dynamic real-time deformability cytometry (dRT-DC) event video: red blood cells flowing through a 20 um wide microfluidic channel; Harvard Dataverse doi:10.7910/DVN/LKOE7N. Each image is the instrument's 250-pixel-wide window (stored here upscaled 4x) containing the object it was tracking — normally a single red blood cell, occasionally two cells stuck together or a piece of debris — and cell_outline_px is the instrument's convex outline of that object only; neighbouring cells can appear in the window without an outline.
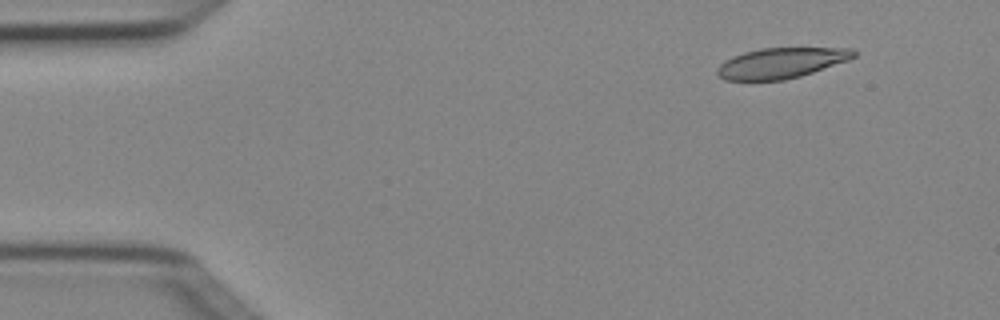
{"species": "Egyptian fruit bat (a non-hibernating species)", "species_latin": "Rousettus aegyptiacus", "temperature_condition": "cold", "stored_images_in_passage": 6, "camera_frame_rate_fps": 3000, "um_per_image_px": 0.085, "animal": {"sex": "female"}, "frame": {"image": 1, "passage_image": 2, "time_ms": 0.333, "image_size_px": [1000, 320], "cell_outline_px": [[856, 56], [848, 60], [800, 76], [784, 80], [724, 80], [716, 72], [716, 68], [724, 60], [732, 56], [744, 52], [760, 48], [852, 48], [856, 52]], "centroid_in_image_um": [66.37, 5.35], "position_along_channel_um": 18.6, "area_um2": 24.16}}
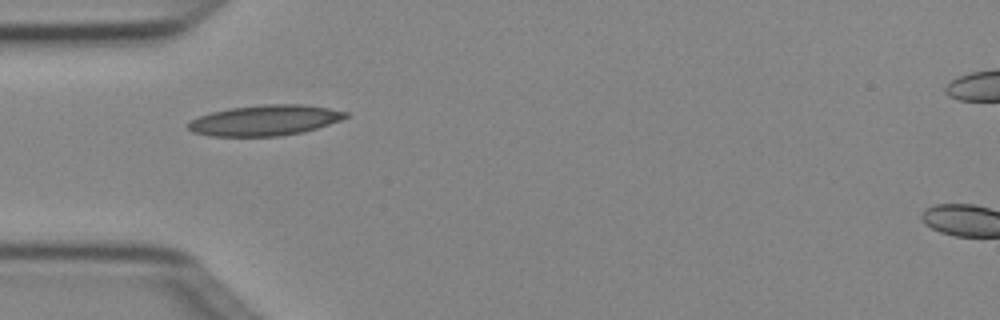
{"frame": {"image": 2, "passage_image": 5, "time_ms": 1.333, "image_size_px": [1000, 320], "cell_outline_px": [[348, 116], [340, 120], [304, 132], [280, 136], [208, 136], [192, 132], [188, 128], [188, 124], [192, 120], [200, 116], [212, 112], [232, 108], [264, 104], [304, 104], [328, 108], [348, 112]], "centroid_in_image_um": [22.53, 10.23], "position_along_channel_um": 62.5, "area_um2": 27.86}}
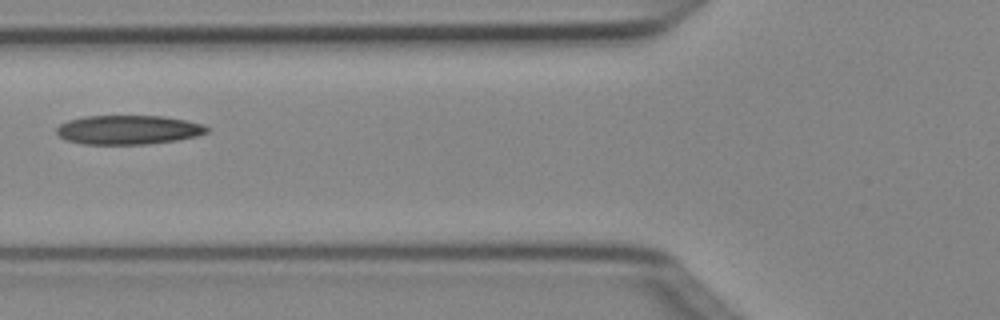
{"frame": {"image": 3, "passage_image": 6, "time_ms": 1.667, "image_size_px": [1000, 320], "cell_outline_px": [[208, 132], [196, 136], [176, 140], [148, 144], [84, 144], [68, 140], [60, 136], [56, 132], [56, 128], [60, 124], [68, 120], [84, 116], [164, 116], [204, 124], [208, 128]], "centroid_in_image_um": [10.9, 11.03], "position_along_channel_um": 114.9, "area_um2": 25.43}}